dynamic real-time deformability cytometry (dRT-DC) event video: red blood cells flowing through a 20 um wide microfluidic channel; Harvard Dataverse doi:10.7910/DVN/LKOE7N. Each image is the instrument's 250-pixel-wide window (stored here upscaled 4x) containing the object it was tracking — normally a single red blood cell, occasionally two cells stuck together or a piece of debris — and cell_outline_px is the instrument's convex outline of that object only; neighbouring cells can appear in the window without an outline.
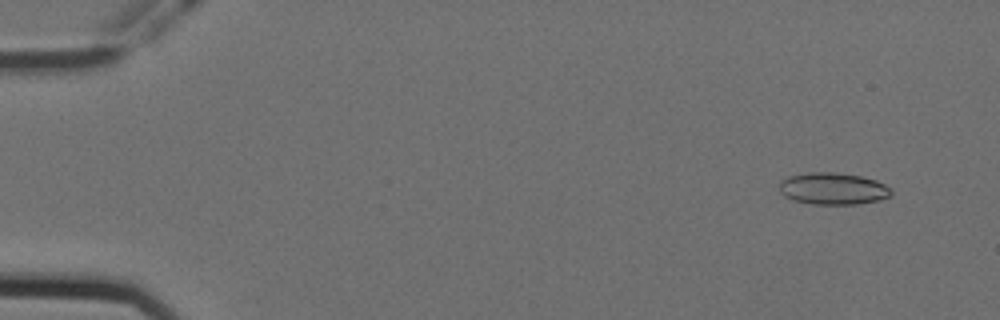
{"species": "Egyptian fruit bat (a non-hibernating species)", "species_latin": "Rousettus aegyptiacus", "temperature_condition": "cold", "stored_images_in_passage": 58, "camera_frame_rate_fps": 3000, "um_per_image_px": 0.085, "animal": {"sex": "female"}, "frame": {"image": 1, "passage_image": 5, "time_ms": 1.333, "image_size_px": [1000, 320], "cell_outline_px": [[892, 192], [888, 196], [880, 200], [856, 204], [812, 204], [792, 200], [784, 196], [780, 192], [780, 180], [788, 176], [808, 172], [832, 172], [860, 176], [876, 180], [892, 188]], "centroid_in_image_um": [70.78, 16.03], "position_along_channel_um": 14.2, "area_um2": 20.87}}
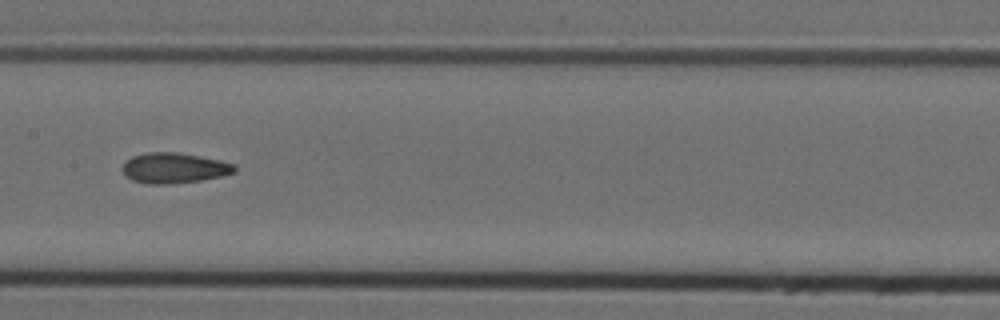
{"frame": {"image": 2, "passage_image": 30, "time_ms": 9.667, "image_size_px": [1000, 320], "cell_outline_px": [[236, 172], [224, 176], [200, 180], [168, 184], [148, 184], [132, 180], [120, 168], [124, 160], [132, 156], [144, 152], [176, 152], [220, 160], [236, 164]], "centroid_in_image_um": [14.79, 14.27], "position_along_channel_um": 192.6, "area_um2": 20.06}}
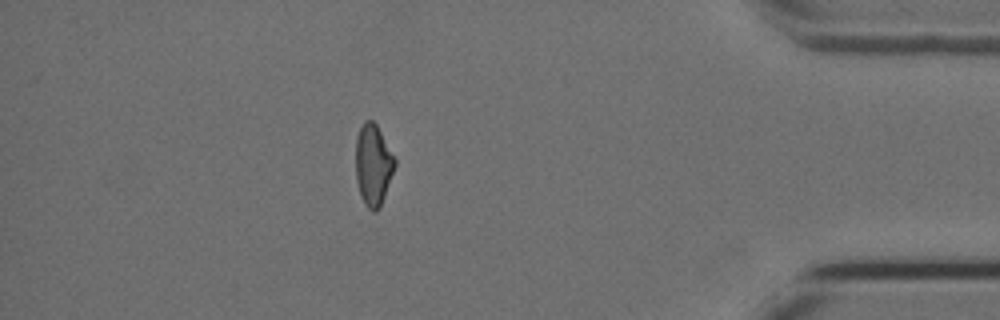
{"frame": {"image": 3, "passage_image": 51, "time_ms": 16.667, "image_size_px": [1000, 320], "cell_outline_px": [[396, 164], [380, 208], [376, 212], [372, 212], [364, 204], [360, 196], [356, 180], [356, 136], [364, 120], [372, 120], [376, 124], [396, 160]], "centroid_in_image_um": [31.71, 14.04], "position_along_channel_um": 403.5, "area_um2": 18.55}, "authors_computed_cell_mechanics": {"area_um2": 19.5364, "velocity_mm_per_s": 3.5791, "shape_relaxation_time_tau1_ms": null, "shape_relaxation_time_tau2_ms": 2.9534, "deformation_change_tau1": null, "deformation_change_tau2": 0.0847}}